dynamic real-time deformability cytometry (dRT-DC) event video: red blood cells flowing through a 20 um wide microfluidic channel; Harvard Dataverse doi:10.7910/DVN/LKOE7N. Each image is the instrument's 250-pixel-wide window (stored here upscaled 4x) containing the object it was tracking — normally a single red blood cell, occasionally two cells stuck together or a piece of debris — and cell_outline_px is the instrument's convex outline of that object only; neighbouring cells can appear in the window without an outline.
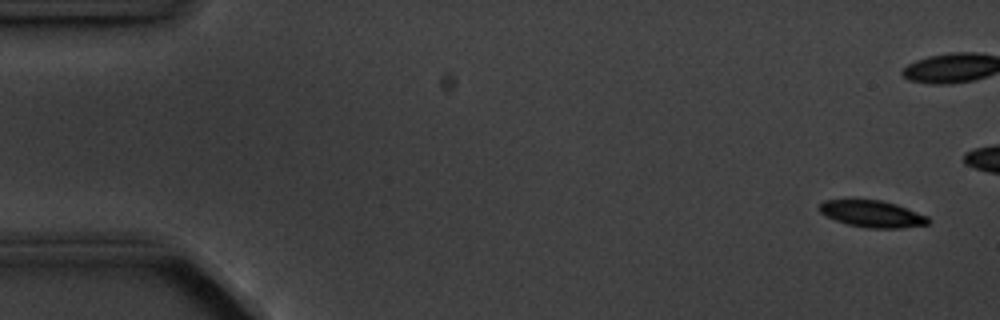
{"species": "common noctule bat (a hibernating species)", "species_latin": "Nyctalus noctula", "temperature_condition": "cold", "stored_images_in_passage": 5, "camera_frame_rate_fps": 3000, "um_per_image_px": 0.085, "animal": {"sex": "male", "body_mass_g": 20.1, "forearm_length_mm": 53.5}, "frame": {"image": 1, "passage_image": 1, "time_ms": 0.0, "image_size_px": [1000, 320], "cell_outline_px": [[928, 224], [900, 228], [868, 228], [848, 224], [836, 220], [820, 212], [820, 204], [824, 200], [880, 200], [896, 204], [928, 216]], "centroid_in_image_um": [74.15, 18.18], "position_along_channel_um": 10.8, "area_um2": 16.65}}